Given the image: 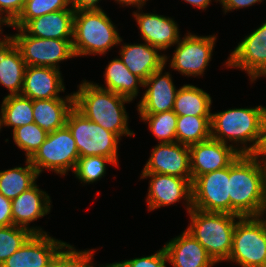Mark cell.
Segmentation results:
<instances>
[{
    "label": "cell",
    "instance_id": "8fae6325",
    "mask_svg": "<svg viewBox=\"0 0 266 267\" xmlns=\"http://www.w3.org/2000/svg\"><path fill=\"white\" fill-rule=\"evenodd\" d=\"M192 206L205 212L230 214L229 166L192 181Z\"/></svg>",
    "mask_w": 266,
    "mask_h": 267
},
{
    "label": "cell",
    "instance_id": "5b68a950",
    "mask_svg": "<svg viewBox=\"0 0 266 267\" xmlns=\"http://www.w3.org/2000/svg\"><path fill=\"white\" fill-rule=\"evenodd\" d=\"M188 213L190 224L185 230L205 248L216 264L227 261L232 248L236 219L240 216L205 212L195 208Z\"/></svg>",
    "mask_w": 266,
    "mask_h": 267
},
{
    "label": "cell",
    "instance_id": "6da1fadb",
    "mask_svg": "<svg viewBox=\"0 0 266 267\" xmlns=\"http://www.w3.org/2000/svg\"><path fill=\"white\" fill-rule=\"evenodd\" d=\"M230 214L261 216L266 198V164L253 154H240L229 166Z\"/></svg>",
    "mask_w": 266,
    "mask_h": 267
},
{
    "label": "cell",
    "instance_id": "836d02e7",
    "mask_svg": "<svg viewBox=\"0 0 266 267\" xmlns=\"http://www.w3.org/2000/svg\"><path fill=\"white\" fill-rule=\"evenodd\" d=\"M12 134L16 146L25 151L26 159H30L44 143L48 133L36 123H30L17 127Z\"/></svg>",
    "mask_w": 266,
    "mask_h": 267
},
{
    "label": "cell",
    "instance_id": "ac0fdd59",
    "mask_svg": "<svg viewBox=\"0 0 266 267\" xmlns=\"http://www.w3.org/2000/svg\"><path fill=\"white\" fill-rule=\"evenodd\" d=\"M51 198L35 183L11 201L13 225L23 227L33 234H44L40 227H30V223L49 214Z\"/></svg>",
    "mask_w": 266,
    "mask_h": 267
},
{
    "label": "cell",
    "instance_id": "8992f818",
    "mask_svg": "<svg viewBox=\"0 0 266 267\" xmlns=\"http://www.w3.org/2000/svg\"><path fill=\"white\" fill-rule=\"evenodd\" d=\"M66 126L76 141L79 157L104 156L118 166V144L121 139L116 134L90 121L75 107L68 113Z\"/></svg>",
    "mask_w": 266,
    "mask_h": 267
},
{
    "label": "cell",
    "instance_id": "4dcf8cb0",
    "mask_svg": "<svg viewBox=\"0 0 266 267\" xmlns=\"http://www.w3.org/2000/svg\"><path fill=\"white\" fill-rule=\"evenodd\" d=\"M141 121L148 124L151 133L159 143L176 142V126L178 116L173 110L156 114H139Z\"/></svg>",
    "mask_w": 266,
    "mask_h": 267
},
{
    "label": "cell",
    "instance_id": "d6986e66",
    "mask_svg": "<svg viewBox=\"0 0 266 267\" xmlns=\"http://www.w3.org/2000/svg\"><path fill=\"white\" fill-rule=\"evenodd\" d=\"M139 10L134 11L132 15L135 17L144 42L160 51H165L180 41V29L173 18L155 14V11L144 13Z\"/></svg>",
    "mask_w": 266,
    "mask_h": 267
},
{
    "label": "cell",
    "instance_id": "30bf717a",
    "mask_svg": "<svg viewBox=\"0 0 266 267\" xmlns=\"http://www.w3.org/2000/svg\"><path fill=\"white\" fill-rule=\"evenodd\" d=\"M216 39L215 34L198 36L188 32L176 44L174 54L168 64L183 76L203 77L212 59Z\"/></svg>",
    "mask_w": 266,
    "mask_h": 267
},
{
    "label": "cell",
    "instance_id": "ffe728a7",
    "mask_svg": "<svg viewBox=\"0 0 266 267\" xmlns=\"http://www.w3.org/2000/svg\"><path fill=\"white\" fill-rule=\"evenodd\" d=\"M59 69L44 66H26L21 95L31 100L63 98L64 80Z\"/></svg>",
    "mask_w": 266,
    "mask_h": 267
},
{
    "label": "cell",
    "instance_id": "4fadbf2b",
    "mask_svg": "<svg viewBox=\"0 0 266 267\" xmlns=\"http://www.w3.org/2000/svg\"><path fill=\"white\" fill-rule=\"evenodd\" d=\"M141 179L150 178L146 197L148 210L173 205L184 200L187 212L192 206V182L186 178L158 173H142Z\"/></svg>",
    "mask_w": 266,
    "mask_h": 267
},
{
    "label": "cell",
    "instance_id": "2e32d148",
    "mask_svg": "<svg viewBox=\"0 0 266 267\" xmlns=\"http://www.w3.org/2000/svg\"><path fill=\"white\" fill-rule=\"evenodd\" d=\"M192 181L200 175L230 166L240 155L231 144L212 138L189 146Z\"/></svg>",
    "mask_w": 266,
    "mask_h": 267
},
{
    "label": "cell",
    "instance_id": "f35d334b",
    "mask_svg": "<svg viewBox=\"0 0 266 267\" xmlns=\"http://www.w3.org/2000/svg\"><path fill=\"white\" fill-rule=\"evenodd\" d=\"M13 225L11 200L0 193V227Z\"/></svg>",
    "mask_w": 266,
    "mask_h": 267
},
{
    "label": "cell",
    "instance_id": "44dd1931",
    "mask_svg": "<svg viewBox=\"0 0 266 267\" xmlns=\"http://www.w3.org/2000/svg\"><path fill=\"white\" fill-rule=\"evenodd\" d=\"M148 43L122 44L120 59L132 74L143 82L153 73L166 66L168 56Z\"/></svg>",
    "mask_w": 266,
    "mask_h": 267
},
{
    "label": "cell",
    "instance_id": "484cf974",
    "mask_svg": "<svg viewBox=\"0 0 266 267\" xmlns=\"http://www.w3.org/2000/svg\"><path fill=\"white\" fill-rule=\"evenodd\" d=\"M105 87L95 83L97 86L122 95L133 101L139 94V86L143 87V81L132 74L120 58H113L108 62L104 72Z\"/></svg>",
    "mask_w": 266,
    "mask_h": 267
},
{
    "label": "cell",
    "instance_id": "74e56055",
    "mask_svg": "<svg viewBox=\"0 0 266 267\" xmlns=\"http://www.w3.org/2000/svg\"><path fill=\"white\" fill-rule=\"evenodd\" d=\"M25 1L26 0H0V20L11 25L21 14Z\"/></svg>",
    "mask_w": 266,
    "mask_h": 267
},
{
    "label": "cell",
    "instance_id": "7bdbcfd3",
    "mask_svg": "<svg viewBox=\"0 0 266 267\" xmlns=\"http://www.w3.org/2000/svg\"><path fill=\"white\" fill-rule=\"evenodd\" d=\"M116 3L121 4L122 6H132L138 9H142L144 5H146V1L148 0H114Z\"/></svg>",
    "mask_w": 266,
    "mask_h": 267
},
{
    "label": "cell",
    "instance_id": "cb8c5ba5",
    "mask_svg": "<svg viewBox=\"0 0 266 267\" xmlns=\"http://www.w3.org/2000/svg\"><path fill=\"white\" fill-rule=\"evenodd\" d=\"M26 63L10 36L0 44V84L9 90L8 95H20Z\"/></svg>",
    "mask_w": 266,
    "mask_h": 267
},
{
    "label": "cell",
    "instance_id": "7a4b0ae2",
    "mask_svg": "<svg viewBox=\"0 0 266 267\" xmlns=\"http://www.w3.org/2000/svg\"><path fill=\"white\" fill-rule=\"evenodd\" d=\"M78 86V91L73 95L74 107L80 113L120 139L123 136L135 135L128 128L129 116L124 105L132 100L85 79Z\"/></svg>",
    "mask_w": 266,
    "mask_h": 267
},
{
    "label": "cell",
    "instance_id": "ba28073f",
    "mask_svg": "<svg viewBox=\"0 0 266 267\" xmlns=\"http://www.w3.org/2000/svg\"><path fill=\"white\" fill-rule=\"evenodd\" d=\"M78 159L76 141L65 125L48 133L44 143L29 160L39 175L47 169L65 176L68 171H74Z\"/></svg>",
    "mask_w": 266,
    "mask_h": 267
},
{
    "label": "cell",
    "instance_id": "e0dca14e",
    "mask_svg": "<svg viewBox=\"0 0 266 267\" xmlns=\"http://www.w3.org/2000/svg\"><path fill=\"white\" fill-rule=\"evenodd\" d=\"M164 68L165 66L153 72L143 82V87L147 89L137 104L138 114H156L173 110L179 89L175 87L172 75L169 72L163 73Z\"/></svg>",
    "mask_w": 266,
    "mask_h": 267
},
{
    "label": "cell",
    "instance_id": "7402d4cb",
    "mask_svg": "<svg viewBox=\"0 0 266 267\" xmlns=\"http://www.w3.org/2000/svg\"><path fill=\"white\" fill-rule=\"evenodd\" d=\"M173 267H213L216 263L186 230L163 246Z\"/></svg>",
    "mask_w": 266,
    "mask_h": 267
},
{
    "label": "cell",
    "instance_id": "603a6c76",
    "mask_svg": "<svg viewBox=\"0 0 266 267\" xmlns=\"http://www.w3.org/2000/svg\"><path fill=\"white\" fill-rule=\"evenodd\" d=\"M74 9L44 14L30 20L22 29L37 38L73 39Z\"/></svg>",
    "mask_w": 266,
    "mask_h": 267
},
{
    "label": "cell",
    "instance_id": "9c48e42d",
    "mask_svg": "<svg viewBox=\"0 0 266 267\" xmlns=\"http://www.w3.org/2000/svg\"><path fill=\"white\" fill-rule=\"evenodd\" d=\"M9 36L19 49L26 66L53 67L60 70L59 62L75 58L72 39L37 38L28 35L22 28Z\"/></svg>",
    "mask_w": 266,
    "mask_h": 267
},
{
    "label": "cell",
    "instance_id": "8d00e7d4",
    "mask_svg": "<svg viewBox=\"0 0 266 267\" xmlns=\"http://www.w3.org/2000/svg\"><path fill=\"white\" fill-rule=\"evenodd\" d=\"M166 262H169L167 253L164 247H162L152 255L105 264L100 267H167Z\"/></svg>",
    "mask_w": 266,
    "mask_h": 267
},
{
    "label": "cell",
    "instance_id": "4316f807",
    "mask_svg": "<svg viewBox=\"0 0 266 267\" xmlns=\"http://www.w3.org/2000/svg\"><path fill=\"white\" fill-rule=\"evenodd\" d=\"M212 98L203 89L186 84L176 94L173 111L177 116H211Z\"/></svg>",
    "mask_w": 266,
    "mask_h": 267
},
{
    "label": "cell",
    "instance_id": "3957f363",
    "mask_svg": "<svg viewBox=\"0 0 266 267\" xmlns=\"http://www.w3.org/2000/svg\"><path fill=\"white\" fill-rule=\"evenodd\" d=\"M265 117L266 107L262 105L212 113L211 138L227 145L233 143L231 146L239 154H253L260 142Z\"/></svg>",
    "mask_w": 266,
    "mask_h": 267
},
{
    "label": "cell",
    "instance_id": "52a82bcc",
    "mask_svg": "<svg viewBox=\"0 0 266 267\" xmlns=\"http://www.w3.org/2000/svg\"><path fill=\"white\" fill-rule=\"evenodd\" d=\"M230 261L241 267H262L266 263V222L263 216L237 219L227 262Z\"/></svg>",
    "mask_w": 266,
    "mask_h": 267
},
{
    "label": "cell",
    "instance_id": "83f0119b",
    "mask_svg": "<svg viewBox=\"0 0 266 267\" xmlns=\"http://www.w3.org/2000/svg\"><path fill=\"white\" fill-rule=\"evenodd\" d=\"M25 163V167L16 166L0 171V193L11 201L32 187L39 177L30 160L26 159Z\"/></svg>",
    "mask_w": 266,
    "mask_h": 267
},
{
    "label": "cell",
    "instance_id": "b9f144b4",
    "mask_svg": "<svg viewBox=\"0 0 266 267\" xmlns=\"http://www.w3.org/2000/svg\"><path fill=\"white\" fill-rule=\"evenodd\" d=\"M253 155L260 160L262 163L266 164V117L262 124L261 138L259 145Z\"/></svg>",
    "mask_w": 266,
    "mask_h": 267
},
{
    "label": "cell",
    "instance_id": "e575fe53",
    "mask_svg": "<svg viewBox=\"0 0 266 267\" xmlns=\"http://www.w3.org/2000/svg\"><path fill=\"white\" fill-rule=\"evenodd\" d=\"M32 234L28 229L15 225L0 227V265L16 252Z\"/></svg>",
    "mask_w": 266,
    "mask_h": 267
},
{
    "label": "cell",
    "instance_id": "1f68e13d",
    "mask_svg": "<svg viewBox=\"0 0 266 267\" xmlns=\"http://www.w3.org/2000/svg\"><path fill=\"white\" fill-rule=\"evenodd\" d=\"M70 5V0H26L21 14L9 27L23 28L30 20L44 14L73 9Z\"/></svg>",
    "mask_w": 266,
    "mask_h": 267
},
{
    "label": "cell",
    "instance_id": "f6af8a7d",
    "mask_svg": "<svg viewBox=\"0 0 266 267\" xmlns=\"http://www.w3.org/2000/svg\"><path fill=\"white\" fill-rule=\"evenodd\" d=\"M2 25H7L8 27L10 26V25H9L8 23H6L5 21L0 20V35L3 33V32H2V31H3V28H1V27H3ZM8 36H9V35L6 34V35L3 36L2 39L0 38V44H1L2 42H4Z\"/></svg>",
    "mask_w": 266,
    "mask_h": 267
},
{
    "label": "cell",
    "instance_id": "d6a6232c",
    "mask_svg": "<svg viewBox=\"0 0 266 267\" xmlns=\"http://www.w3.org/2000/svg\"><path fill=\"white\" fill-rule=\"evenodd\" d=\"M107 163L117 166L112 159L104 156L79 157L73 173L81 184H92L105 176Z\"/></svg>",
    "mask_w": 266,
    "mask_h": 267
},
{
    "label": "cell",
    "instance_id": "5bb4252c",
    "mask_svg": "<svg viewBox=\"0 0 266 267\" xmlns=\"http://www.w3.org/2000/svg\"><path fill=\"white\" fill-rule=\"evenodd\" d=\"M67 243L49 234H32L0 267H47Z\"/></svg>",
    "mask_w": 266,
    "mask_h": 267
},
{
    "label": "cell",
    "instance_id": "f1b7e54d",
    "mask_svg": "<svg viewBox=\"0 0 266 267\" xmlns=\"http://www.w3.org/2000/svg\"><path fill=\"white\" fill-rule=\"evenodd\" d=\"M1 127H17L34 123L33 100L20 95H6L0 110Z\"/></svg>",
    "mask_w": 266,
    "mask_h": 267
},
{
    "label": "cell",
    "instance_id": "7c38bea8",
    "mask_svg": "<svg viewBox=\"0 0 266 267\" xmlns=\"http://www.w3.org/2000/svg\"><path fill=\"white\" fill-rule=\"evenodd\" d=\"M224 65L244 70L251 83L266 76V21L238 43Z\"/></svg>",
    "mask_w": 266,
    "mask_h": 267
},
{
    "label": "cell",
    "instance_id": "bcb514c9",
    "mask_svg": "<svg viewBox=\"0 0 266 267\" xmlns=\"http://www.w3.org/2000/svg\"><path fill=\"white\" fill-rule=\"evenodd\" d=\"M265 215H266V198H265V205H264V209H263V212H262V215H261V216H264V217H265V218L263 217V219H264V220H265V222H266V216H265Z\"/></svg>",
    "mask_w": 266,
    "mask_h": 267
},
{
    "label": "cell",
    "instance_id": "d590c367",
    "mask_svg": "<svg viewBox=\"0 0 266 267\" xmlns=\"http://www.w3.org/2000/svg\"><path fill=\"white\" fill-rule=\"evenodd\" d=\"M94 253V249L78 251L72 245L67 244L47 267H94L95 263L92 261L94 259Z\"/></svg>",
    "mask_w": 266,
    "mask_h": 267
},
{
    "label": "cell",
    "instance_id": "ee69618b",
    "mask_svg": "<svg viewBox=\"0 0 266 267\" xmlns=\"http://www.w3.org/2000/svg\"><path fill=\"white\" fill-rule=\"evenodd\" d=\"M183 1L197 7L198 9L206 10L212 0H183ZM215 1L218 2L219 0Z\"/></svg>",
    "mask_w": 266,
    "mask_h": 267
},
{
    "label": "cell",
    "instance_id": "9a60e30c",
    "mask_svg": "<svg viewBox=\"0 0 266 267\" xmlns=\"http://www.w3.org/2000/svg\"><path fill=\"white\" fill-rule=\"evenodd\" d=\"M142 173L172 175L192 182L189 146L177 142L157 144L152 148Z\"/></svg>",
    "mask_w": 266,
    "mask_h": 267
},
{
    "label": "cell",
    "instance_id": "f546056e",
    "mask_svg": "<svg viewBox=\"0 0 266 267\" xmlns=\"http://www.w3.org/2000/svg\"><path fill=\"white\" fill-rule=\"evenodd\" d=\"M211 138V116H178L176 142L187 146Z\"/></svg>",
    "mask_w": 266,
    "mask_h": 267
},
{
    "label": "cell",
    "instance_id": "277c9868",
    "mask_svg": "<svg viewBox=\"0 0 266 267\" xmlns=\"http://www.w3.org/2000/svg\"><path fill=\"white\" fill-rule=\"evenodd\" d=\"M102 10L75 11L72 46L75 57L105 55L123 42L117 27Z\"/></svg>",
    "mask_w": 266,
    "mask_h": 267
},
{
    "label": "cell",
    "instance_id": "d4e9b609",
    "mask_svg": "<svg viewBox=\"0 0 266 267\" xmlns=\"http://www.w3.org/2000/svg\"><path fill=\"white\" fill-rule=\"evenodd\" d=\"M73 107V93L64 98L33 100L34 123L46 133H52L66 125L68 113Z\"/></svg>",
    "mask_w": 266,
    "mask_h": 267
},
{
    "label": "cell",
    "instance_id": "60d3db41",
    "mask_svg": "<svg viewBox=\"0 0 266 267\" xmlns=\"http://www.w3.org/2000/svg\"><path fill=\"white\" fill-rule=\"evenodd\" d=\"M101 0H70L74 11L102 10L98 5Z\"/></svg>",
    "mask_w": 266,
    "mask_h": 267
},
{
    "label": "cell",
    "instance_id": "ab89813d",
    "mask_svg": "<svg viewBox=\"0 0 266 267\" xmlns=\"http://www.w3.org/2000/svg\"><path fill=\"white\" fill-rule=\"evenodd\" d=\"M262 1L264 0H219L225 14L232 10L250 7Z\"/></svg>",
    "mask_w": 266,
    "mask_h": 267
}]
</instances>
